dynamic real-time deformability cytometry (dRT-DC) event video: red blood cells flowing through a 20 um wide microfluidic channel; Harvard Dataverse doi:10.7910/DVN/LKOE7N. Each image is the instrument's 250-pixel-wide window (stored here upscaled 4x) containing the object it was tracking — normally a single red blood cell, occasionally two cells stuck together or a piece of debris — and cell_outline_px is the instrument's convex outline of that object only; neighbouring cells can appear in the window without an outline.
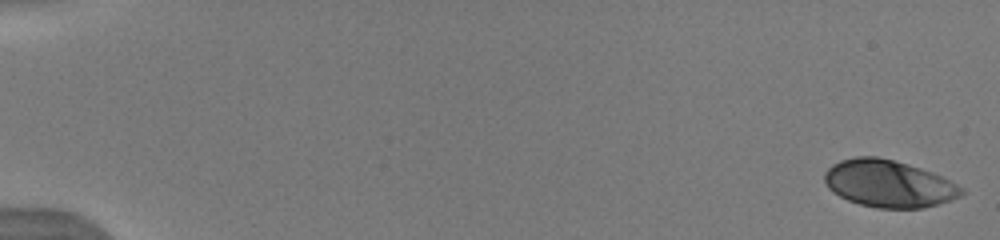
{"species": "human", "species_latin": "Homo sapiens", "temperature_condition": "warm", "stored_images_in_passage": 11, "camera_frame_rate_fps": 3000, "um_per_image_px": 0.085, "donor": {"sex": "male"}, "frame": {"image": 1, "passage_image": 1, "time_ms": 0.0, "image_size_px": [1000, 240], "cell_outline_px": [[964, 192], [960, 196], [924, 208], [876, 208], [860, 204], [848, 200], [832, 192], [828, 188], [824, 180], [824, 172], [832, 164], [840, 160], [856, 156], [876, 156], [908, 164], [932, 172], [964, 188]], "centroid_in_image_um": [75.49, 15.61], "position_along_channel_um": 9.5, "area_um2": 37.45}}
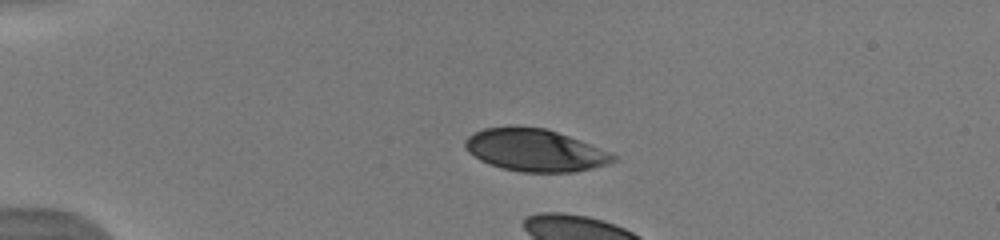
{"frame": {"image": 2, "passage_image": 8, "time_ms": 4.0, "image_size_px": [1000, 240], "cell_outline_px": [[620, 160], [608, 164], [592, 168], [572, 172], [520, 172], [488, 164], [480, 160], [468, 152], [464, 148], [464, 140], [468, 136], [484, 128], [548, 128], [580, 140], [608, 152], [616, 156]], "centroid_in_image_um": [45.48, 12.79], "position_along_channel_um": 39.5, "area_um2": 36.07}}